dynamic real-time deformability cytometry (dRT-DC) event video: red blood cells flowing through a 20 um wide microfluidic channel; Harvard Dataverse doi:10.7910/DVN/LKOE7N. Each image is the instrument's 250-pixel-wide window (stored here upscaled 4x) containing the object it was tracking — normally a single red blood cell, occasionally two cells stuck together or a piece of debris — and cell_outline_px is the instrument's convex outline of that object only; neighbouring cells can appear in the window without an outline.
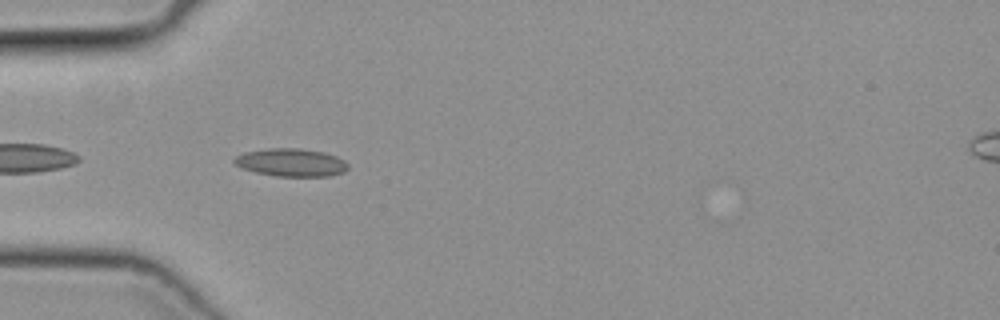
{"species": "common noctule bat (a hibernating species)", "species_latin": "Nyctalus noctula", "temperature_condition": "cold", "stored_images_in_passage": 35, "camera_frame_rate_fps": 3000, "um_per_image_px": 0.085, "animal": {"sex": "female", "body_mass_g": 19.3, "forearm_length_mm": 54.1}, "frame": {"image": 1, "passage_image": 2, "time_ms": 0.333, "image_size_px": [1000, 320], "cell_outline_px": [[348, 168], [344, 172], [332, 176], [276, 176], [256, 172], [244, 168], [236, 164], [232, 160], [236, 156], [244, 152], [268, 148], [300, 148], [324, 152], [336, 156], [344, 160], [348, 164]], "centroid_in_image_um": [24.78, 13.8], "position_along_channel_um": 60.2, "area_um2": 18.5}}
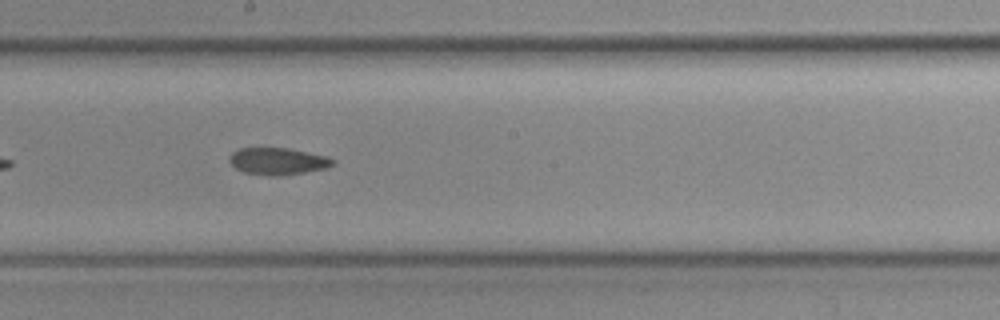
{"frame": {"image": 2, "passage_image": 14, "time_ms": 4.333, "image_size_px": [1000, 320], "cell_outline_px": [[336, 164], [328, 168], [280, 176], [272, 176], [244, 172], [236, 168], [228, 160], [232, 152], [240, 148], [288, 148], [328, 156], [336, 160]], "centroid_in_image_um": [23.67, 13.7], "position_along_channel_um": 224.5, "area_um2": 16.36}}
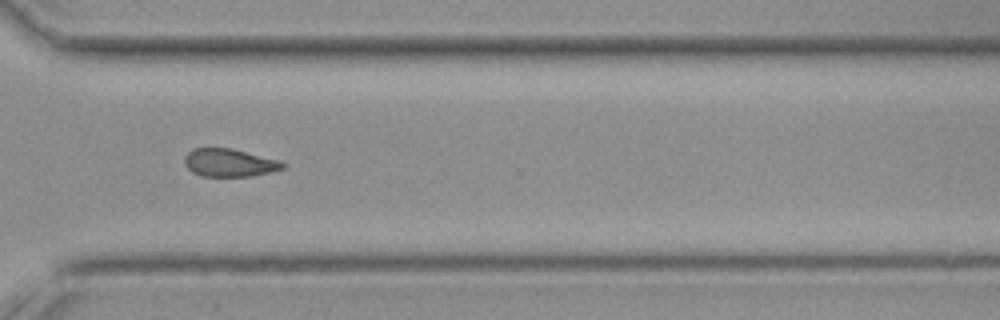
{"frame": {"image": 3, "passage_image": 23, "time_ms": 7.333, "image_size_px": [1000, 320], "cell_outline_px": [[288, 164], [284, 168], [272, 172], [252, 176], [200, 176], [192, 172], [184, 164], [184, 156], [192, 148], [232, 148], [280, 160]], "centroid_in_image_um": [19.52, 13.83], "position_along_channel_um": 351.1, "area_um2": 16.24}}